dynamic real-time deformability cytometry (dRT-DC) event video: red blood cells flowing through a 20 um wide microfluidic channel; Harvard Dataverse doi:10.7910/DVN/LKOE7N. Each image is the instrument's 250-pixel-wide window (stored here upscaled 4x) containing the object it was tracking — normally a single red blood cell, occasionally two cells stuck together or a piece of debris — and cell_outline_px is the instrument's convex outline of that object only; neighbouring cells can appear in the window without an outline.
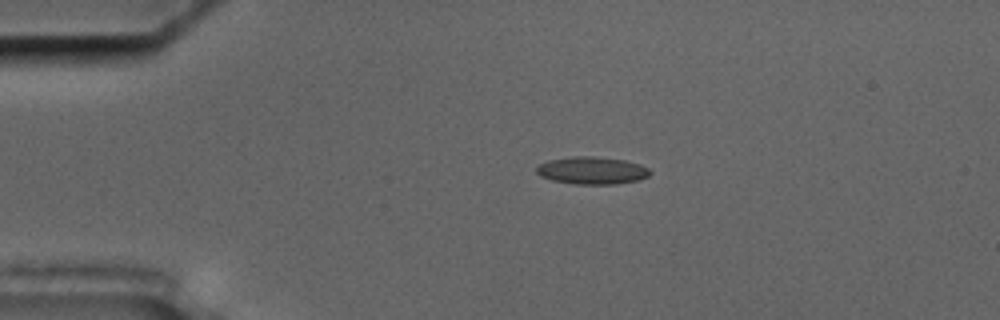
{"species": "common noctule bat (a hibernating species)", "species_latin": "Nyctalus noctula", "temperature_condition": "cold", "stored_images_in_passage": 46, "camera_frame_rate_fps": 3000, "um_per_image_px": 0.085, "animal": {"sex": "male", "body_mass_g": 17.5, "forearm_length_mm": 52.3}, "frame": {"image": 1, "passage_image": 1, "time_ms": 0.0, "image_size_px": [1000, 320], "cell_outline_px": [[652, 172], [648, 176], [640, 180], [616, 184], [572, 184], [552, 180], [540, 176], [536, 172], [536, 168], [540, 164], [548, 160], [572, 156], [592, 156], [624, 160], [640, 164], [648, 168]], "centroid_in_image_um": [50.32, 14.49], "position_along_channel_um": 34.7, "area_um2": 18.26}}
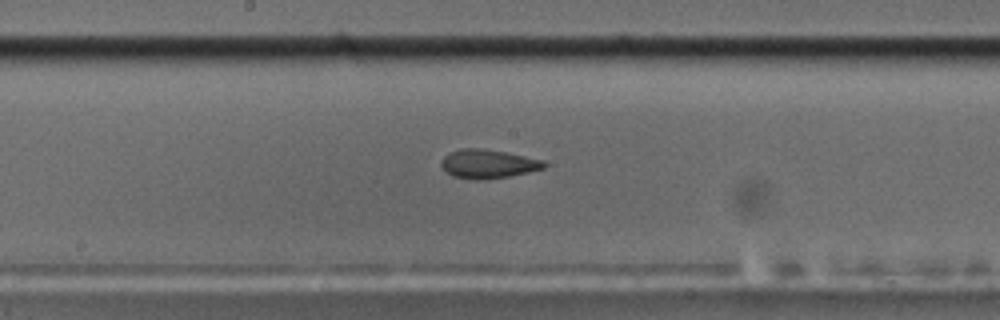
{"frame": {"image": 2, "passage_image": 19, "time_ms": 6.0, "image_size_px": [1000, 320], "cell_outline_px": [[548, 164], [544, 168], [528, 172], [508, 176], [484, 180], [476, 180], [452, 176], [440, 164], [444, 156], [460, 148], [476, 148], [504, 152], [544, 160]], "centroid_in_image_um": [41.49, 13.94], "position_along_channel_um": 206.7, "area_um2": 17.05}}
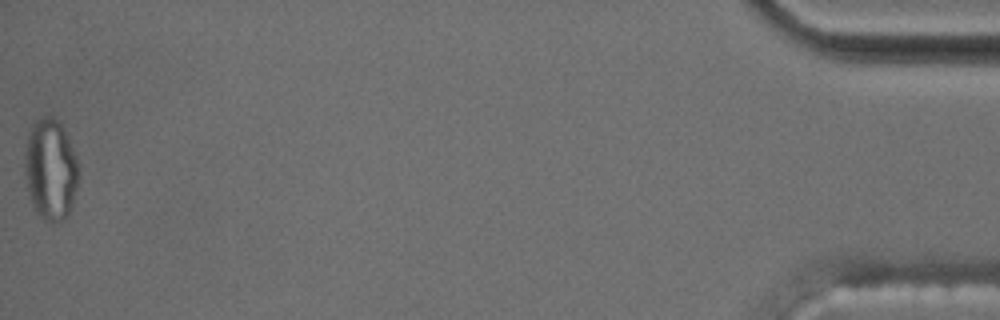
{"frame": {"image": 3, "passage_image": 46, "time_ms": 15.0, "image_size_px": [1000, 320], "cell_outline_px": [[76, 184], [68, 216], [52, 224], [48, 224], [36, 212], [32, 204], [28, 192], [24, 176], [24, 152], [28, 132], [32, 124], [36, 120], [44, 116], [52, 116], [60, 124], [68, 140], [76, 160]], "centroid_in_image_um": [4.22, 14.43], "position_along_channel_um": 431.0, "area_um2": 31.33}, "authors_computed_cell_mechanics": {"area_um2": 17.3978, "velocity_mm_per_s": 3.5532, "shape_relaxation_time_tau1_ms": null, "shape_relaxation_time_tau2_ms": 2.2757, "deformation_change_tau1": null, "deformation_change_tau2": 0.0884}}